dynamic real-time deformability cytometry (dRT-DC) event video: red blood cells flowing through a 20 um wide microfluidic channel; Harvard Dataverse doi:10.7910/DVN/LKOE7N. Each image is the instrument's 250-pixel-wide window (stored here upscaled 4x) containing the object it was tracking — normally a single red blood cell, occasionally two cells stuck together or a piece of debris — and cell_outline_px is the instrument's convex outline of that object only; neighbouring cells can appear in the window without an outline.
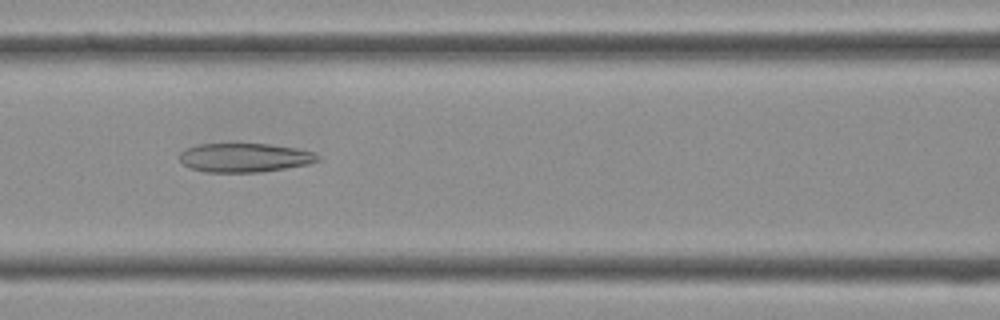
{"species": "Egyptian fruit bat (a non-hibernating species)", "species_latin": "Rousettus aegyptiacus", "temperature_condition": "cold", "stored_images_in_passage": 40, "camera_frame_rate_fps": 3000, "um_per_image_px": 0.085, "frame": {"image": 1, "passage_image": 17, "time_ms": 5.333, "image_size_px": [1000, 320], "cell_outline_px": [[320, 160], [308, 164], [260, 172], [204, 172], [192, 168], [184, 164], [180, 160], [180, 152], [184, 148], [196, 144], [268, 144], [296, 148], [312, 152], [320, 156]], "centroid_in_image_um": [20.77, 13.39], "position_along_channel_um": 145.8, "area_um2": 23.24}}
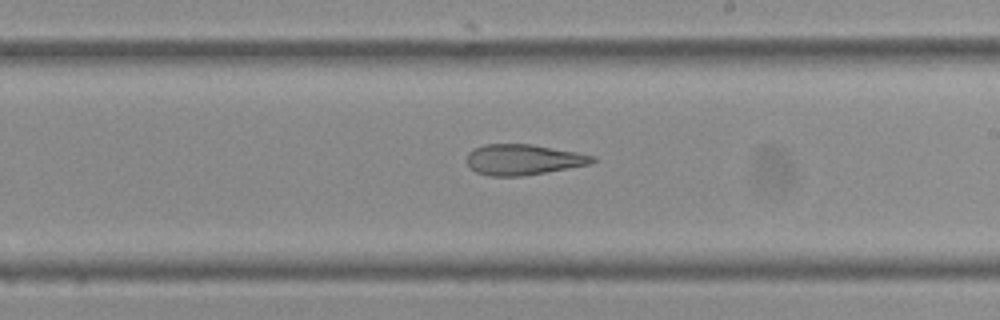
{"frame": {"image": 2, "passage_image": 23, "time_ms": 7.333, "image_size_px": [1000, 320], "cell_outline_px": [[596, 160], [592, 164], [520, 176], [488, 176], [476, 172], [468, 164], [468, 152], [484, 144], [532, 144], [576, 152], [596, 156]], "centroid_in_image_um": [44.5, 13.56], "position_along_channel_um": 244.5, "area_um2": 22.25}}
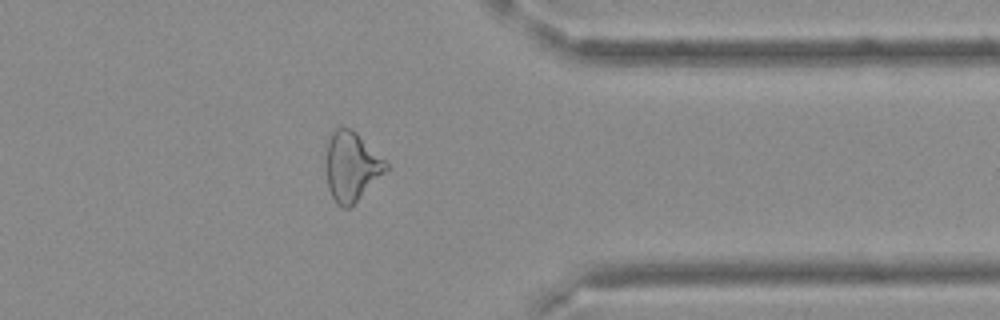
{"frame": {"image": 3, "passage_image": 32, "time_ms": 10.333, "image_size_px": [1000, 320], "cell_outline_px": [[388, 168], [348, 208], [344, 208], [336, 204], [328, 188], [324, 164], [328, 140], [332, 132], [336, 128], [348, 128], [356, 132], [388, 164]], "centroid_in_image_um": [29.81, 14.13], "position_along_channel_um": 381.6, "area_um2": 23.76}}